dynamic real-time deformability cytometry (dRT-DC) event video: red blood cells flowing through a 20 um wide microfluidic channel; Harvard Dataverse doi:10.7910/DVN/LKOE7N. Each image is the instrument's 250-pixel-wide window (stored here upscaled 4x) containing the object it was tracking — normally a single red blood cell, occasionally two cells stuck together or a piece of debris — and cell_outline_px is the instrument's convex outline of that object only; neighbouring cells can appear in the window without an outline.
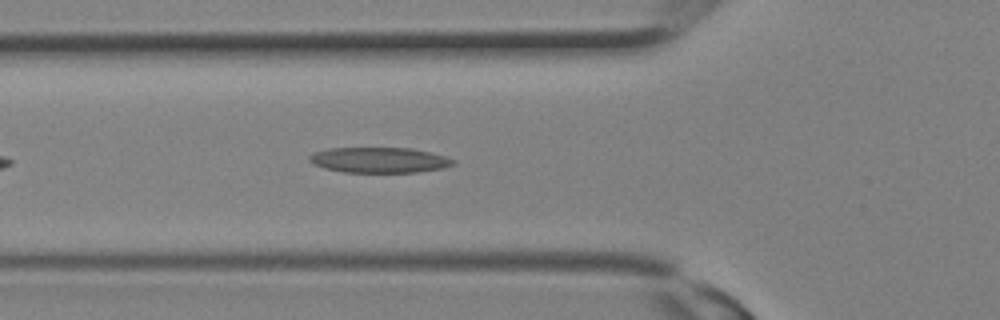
{"species": "Egyptian fruit bat (a non-hibernating species)", "species_latin": "Rousettus aegyptiacus", "temperature_condition": "room temperature", "stored_images_in_passage": 6, "camera_frame_rate_fps": 3000, "um_per_image_px": 0.085, "animal": {"sex": "female"}, "frame": {"image": 1, "passage_image": 4, "time_ms": 1.0, "image_size_px": [1000, 320], "cell_outline_px": [[456, 164], [444, 168], [416, 172], [344, 172], [324, 168], [312, 164], [308, 160], [308, 156], [312, 152], [328, 148], [412, 148], [444, 156], [456, 160]], "centroid_in_image_um": [32.2, 13.6], "position_along_channel_um": 93.6, "area_um2": 21.44}}
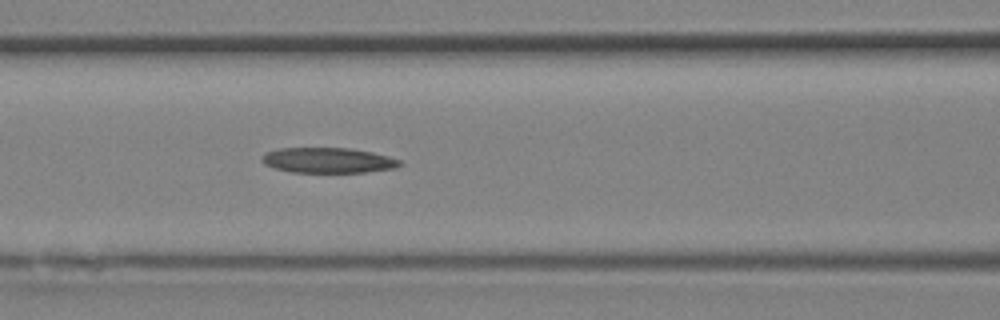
{"frame": {"image": 2, "passage_image": 6, "time_ms": 1.667, "image_size_px": [1000, 320], "cell_outline_px": [[404, 164], [396, 168], [364, 172], [292, 172], [276, 168], [264, 164], [260, 156], [264, 152], [280, 148], [352, 148], [372, 152], [388, 156], [400, 160]], "centroid_in_image_um": [27.89, 13.62], "position_along_channel_um": 138.7, "area_um2": 20.4}}